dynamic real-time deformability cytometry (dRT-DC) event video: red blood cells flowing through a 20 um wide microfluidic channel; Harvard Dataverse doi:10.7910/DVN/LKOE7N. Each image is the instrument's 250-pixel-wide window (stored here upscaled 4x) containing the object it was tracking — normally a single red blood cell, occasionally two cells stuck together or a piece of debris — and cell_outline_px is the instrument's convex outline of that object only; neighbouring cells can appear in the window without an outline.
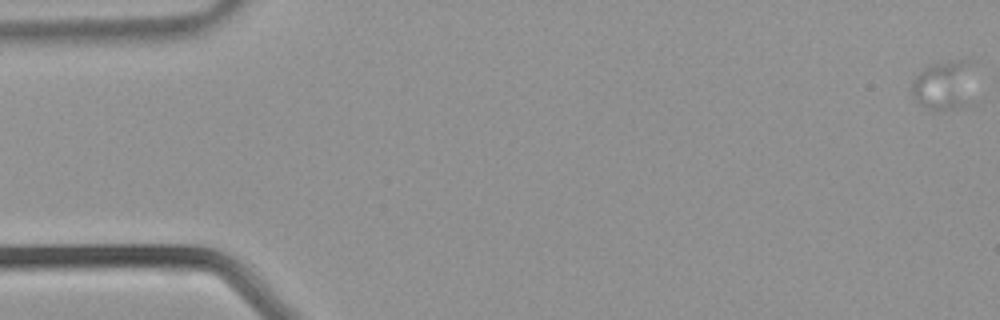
{"species": "common noctule bat (a hibernating species)", "species_latin": "Nyctalus noctula", "temperature_condition": "warm", "stored_images_in_passage": 40, "camera_frame_rate_fps": 3000, "um_per_image_px": 0.085, "animal": {"sex": "male", "body_mass_g": 21.5, "forearm_length_mm": 52.0}, "frame": {"image": 1, "passage_image": 1, "time_ms": 0.0, "image_size_px": [1000, 320], "cell_outline_px": [[976, 104], [964, 108], [940, 112], [932, 112], [924, 108], [912, 96], [912, 80], [928, 64], [956, 60], [968, 60]], "centroid_in_image_um": [80.28, 7.35], "position_along_channel_um": 4.7, "area_um2": 19.13}}
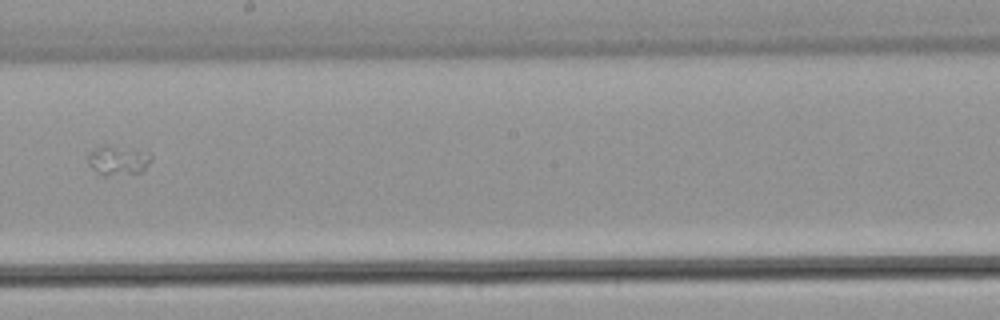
{"frame": {"image": 2, "passage_image": 23, "time_ms": 7.333, "image_size_px": [1000, 320], "cell_outline_px": [[152, 160], [144, 172], [104, 176], [96, 172], [88, 164], [88, 152], [104, 144], [108, 144], [148, 152], [152, 156]], "centroid_in_image_um": [10.04, 13.62], "position_along_channel_um": 238.2, "area_um2": 11.16}}
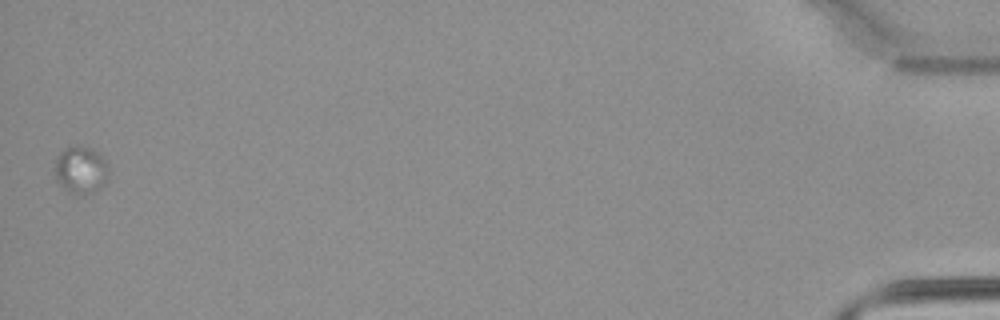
{"frame": {"image": 3, "passage_image": 40, "time_ms": 13.0, "image_size_px": [1000, 320], "cell_outline_px": [[108, 180], [100, 188], [88, 192], [68, 192], [56, 180], [56, 156], [64, 148], [92, 148], [100, 152], [108, 168]], "centroid_in_image_um": [6.89, 14.43], "position_along_channel_um": 428.3, "area_um2": 14.33}}